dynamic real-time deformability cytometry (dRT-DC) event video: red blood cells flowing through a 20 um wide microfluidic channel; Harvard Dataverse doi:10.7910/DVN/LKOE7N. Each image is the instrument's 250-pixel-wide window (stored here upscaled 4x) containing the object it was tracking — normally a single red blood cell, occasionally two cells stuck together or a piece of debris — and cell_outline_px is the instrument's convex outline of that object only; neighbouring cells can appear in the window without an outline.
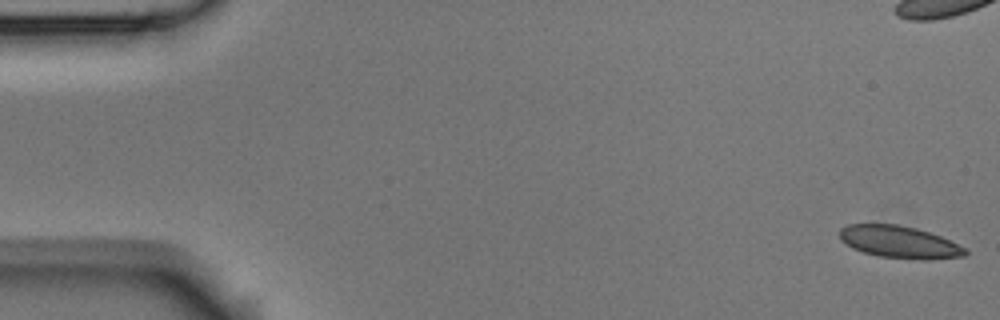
{"species": "Egyptian fruit bat (a non-hibernating species)", "species_latin": "Rousettus aegyptiacus", "temperature_condition": "room temperature", "stored_images_in_passage": 10, "camera_frame_rate_fps": 3000, "um_per_image_px": 0.085, "animal": {"sex": "male"}, "frame": {"image": 1, "passage_image": 1, "time_ms": 0.0, "image_size_px": [1000, 320], "cell_outline_px": [[968, 252], [964, 256], [928, 260], [920, 260], [880, 256], [864, 252], [852, 248], [840, 240], [840, 228], [848, 224], [896, 224], [916, 228], [940, 236], [964, 248]], "centroid_in_image_um": [76.42, 20.57], "position_along_channel_um": 8.6, "area_um2": 23.41}}
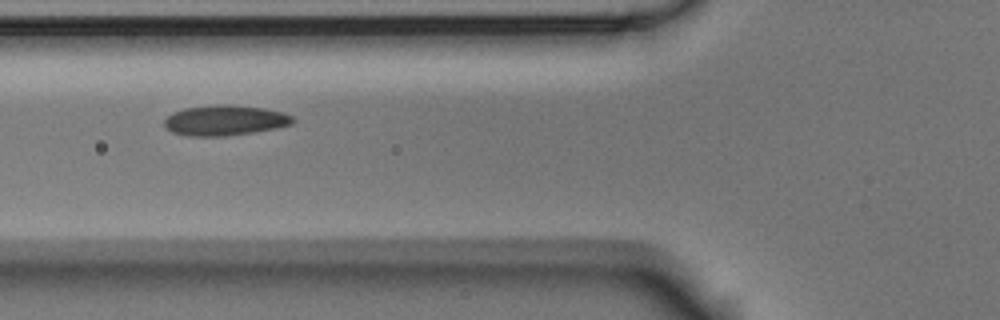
{"frame": {"image": 2, "passage_image": 6, "time_ms": 7.333, "image_size_px": [1000, 320], "cell_outline_px": [[296, 120], [292, 124], [252, 132], [224, 136], [192, 136], [172, 132], [164, 124], [164, 120], [172, 112], [184, 108], [216, 104], [228, 104], [264, 108], [284, 112], [292, 116]], "centroid_in_image_um": [19.12, 10.21], "position_along_channel_um": 106.7, "area_um2": 22.6}}
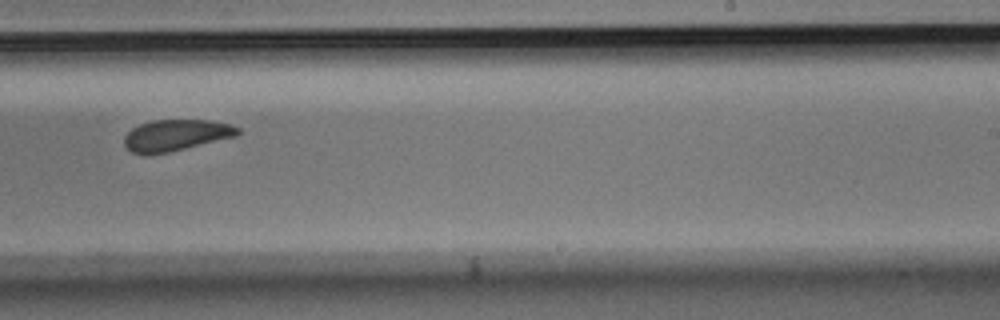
{"frame": {"image": 3, "passage_image": 10, "time_ms": 12.0, "image_size_px": [1000, 320], "cell_outline_px": [[240, 132], [236, 136], [168, 152], [144, 156], [132, 152], [124, 144], [124, 136], [132, 128], [140, 124], [152, 120], [208, 120], [232, 124], [240, 128]], "centroid_in_image_um": [14.94, 11.49], "position_along_channel_um": 274.1, "area_um2": 20.75}}